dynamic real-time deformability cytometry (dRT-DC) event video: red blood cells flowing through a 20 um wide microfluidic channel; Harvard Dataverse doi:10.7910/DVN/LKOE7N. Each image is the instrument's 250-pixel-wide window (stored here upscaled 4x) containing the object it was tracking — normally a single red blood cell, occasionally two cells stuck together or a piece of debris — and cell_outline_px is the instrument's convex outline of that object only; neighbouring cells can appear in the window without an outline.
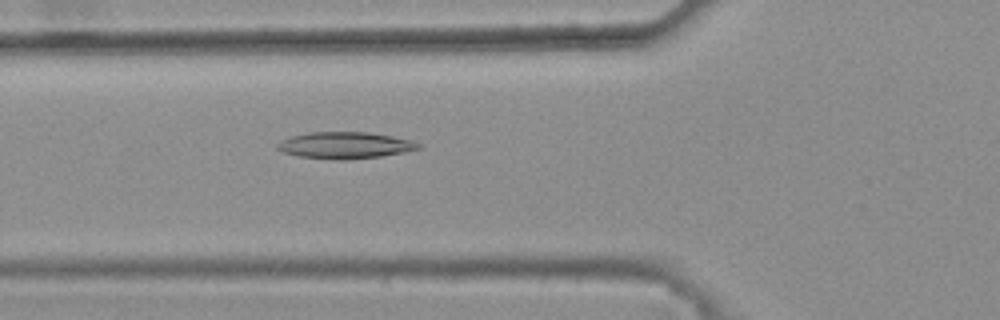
{"species": "common noctule bat (a hibernating species)", "species_latin": "Nyctalus noctula", "temperature_condition": "warm", "stored_images_in_passage": 46, "camera_frame_rate_fps": 3000, "um_per_image_px": 0.085, "animal": {"sex": "female", "body_mass_g": 25.1}, "frame": {"image": 1, "passage_image": 17, "time_ms": 5.333, "image_size_px": [1000, 320], "cell_outline_px": [[420, 148], [380, 156], [344, 160], [332, 160], [296, 156], [284, 152], [276, 148], [276, 144], [280, 140], [292, 136], [308, 132], [368, 132], [392, 136], [412, 140], [420, 144]], "centroid_in_image_um": [29.26, 12.35], "position_along_channel_um": 96.5, "area_um2": 21.85}}
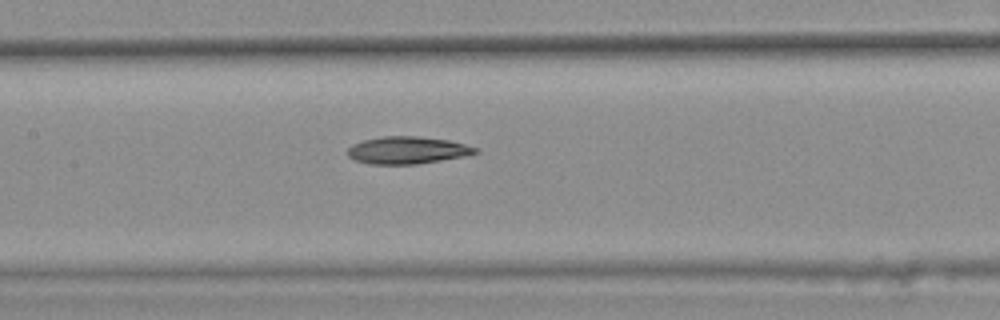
{"frame": {"image": 2, "passage_image": 23, "time_ms": 7.333, "image_size_px": [1000, 320], "cell_outline_px": [[480, 152], [464, 156], [416, 164], [372, 164], [356, 160], [348, 156], [348, 148], [352, 144], [364, 140], [380, 136], [416, 136], [448, 140], [464, 144], [476, 148]], "centroid_in_image_um": [34.61, 12.76], "position_along_channel_um": 172.8, "area_um2": 20.11}}
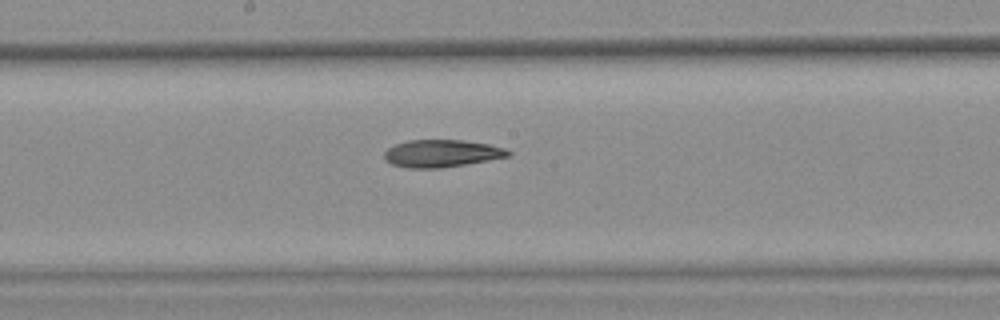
{"frame": {"image": 3, "passage_image": 26, "time_ms": 8.333, "image_size_px": [1000, 320], "cell_outline_px": [[512, 152], [508, 156], [488, 160], [440, 168], [408, 168], [392, 164], [384, 156], [384, 152], [388, 148], [396, 144], [408, 140], [464, 140], [488, 144], [504, 148]], "centroid_in_image_um": [37.53, 13.03], "position_along_channel_um": 210.7, "area_um2": 19.54}}